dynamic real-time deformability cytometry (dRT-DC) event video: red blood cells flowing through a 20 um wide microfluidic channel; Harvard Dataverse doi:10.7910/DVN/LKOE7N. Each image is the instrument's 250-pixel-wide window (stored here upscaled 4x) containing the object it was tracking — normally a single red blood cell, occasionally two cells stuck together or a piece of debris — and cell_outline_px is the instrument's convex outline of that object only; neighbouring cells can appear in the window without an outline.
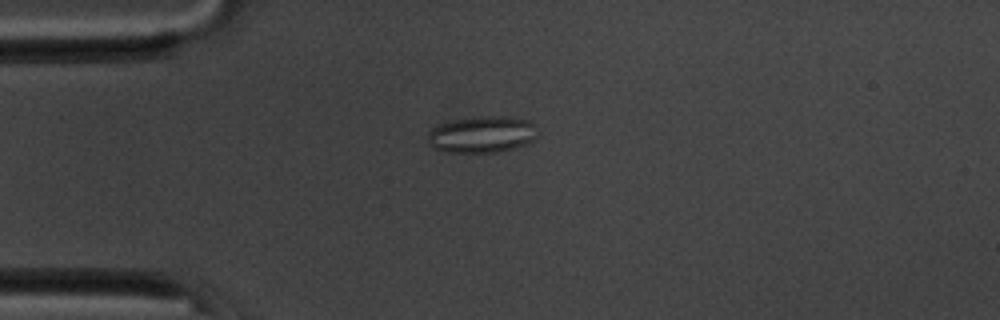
{"species": "common noctule bat (a hibernating species)", "species_latin": "Nyctalus noctula", "temperature_condition": "room temperature", "stored_images_in_passage": 16, "camera_frame_rate_fps": 3000, "um_per_image_px": 0.085, "animal": {"sex": "male", "body_mass_g": 20.1, "forearm_length_mm": 53.5}, "frame": {"image": 1, "passage_image": 13, "time_ms": 4.0, "image_size_px": [1000, 320], "cell_outline_px": [[540, 132], [532, 140], [524, 144], [500, 152], [444, 152], [428, 144], [428, 132], [432, 128], [440, 124], [456, 120], [480, 116], [508, 116], [528, 120]], "centroid_in_image_um": [40.97, 11.42], "position_along_channel_um": 44.0, "area_um2": 23.29}}